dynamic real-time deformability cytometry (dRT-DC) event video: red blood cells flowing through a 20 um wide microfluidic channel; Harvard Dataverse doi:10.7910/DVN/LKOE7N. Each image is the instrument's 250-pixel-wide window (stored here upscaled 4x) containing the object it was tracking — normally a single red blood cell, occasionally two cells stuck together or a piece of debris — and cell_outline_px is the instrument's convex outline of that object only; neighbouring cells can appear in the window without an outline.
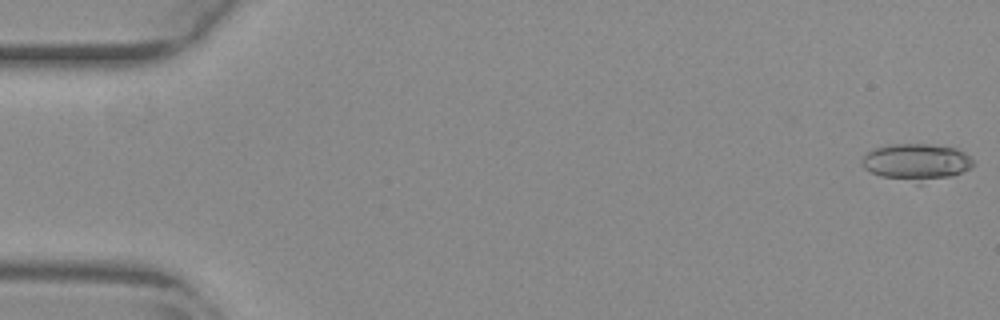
{"species": "common noctule bat (a hibernating species)", "species_latin": "Nyctalus noctula", "temperature_condition": "warm", "stored_images_in_passage": 50, "camera_frame_rate_fps": 3000, "um_per_image_px": 0.085, "animal": {"sex": "female", "body_mass_g": 29.2, "forearm_length_mm": 56.3}, "frame": {"image": 1, "passage_image": 1, "time_ms": 0.0, "image_size_px": [1000, 320], "cell_outline_px": [[972, 168], [952, 176], [920, 184], [916, 184], [880, 176], [864, 168], [860, 160], [872, 148], [892, 144], [928, 144], [956, 148], [964, 152], [972, 160]], "centroid_in_image_um": [77.88, 13.79], "position_along_channel_um": 7.1, "area_um2": 24.1}}
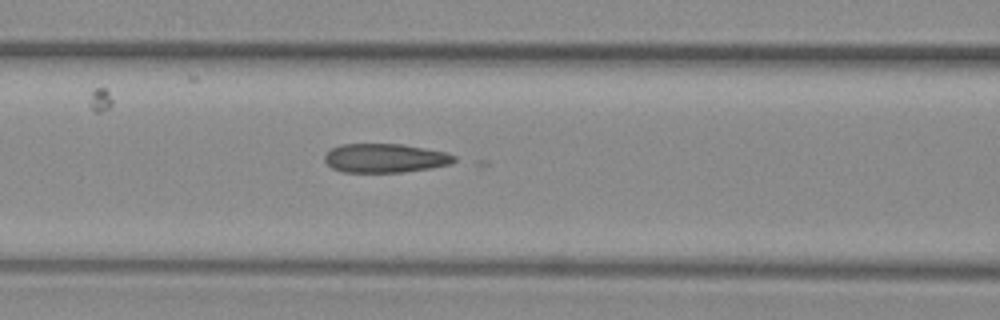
{"frame": {"image": 2, "passage_image": 23, "time_ms": 7.333, "image_size_px": [1000, 320], "cell_outline_px": [[460, 160], [452, 164], [432, 168], [404, 172], [340, 172], [332, 168], [324, 160], [324, 156], [332, 148], [340, 144], [404, 144], [444, 152], [456, 156]], "centroid_in_image_um": [32.77, 13.45], "position_along_channel_um": 133.8, "area_um2": 22.08}}
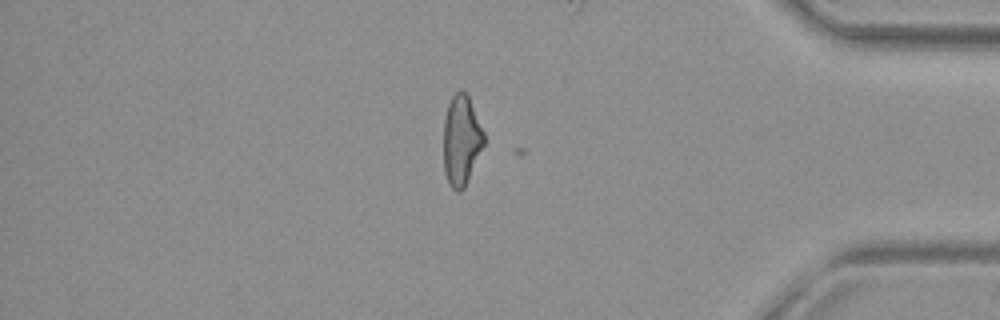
{"frame": {"image": 3, "passage_image": 46, "time_ms": 15.0, "image_size_px": [1000, 320], "cell_outline_px": [[484, 144], [464, 188], [460, 192], [456, 192], [448, 184], [444, 172], [444, 120], [448, 104], [452, 96], [460, 88], [468, 96], [484, 132]], "centroid_in_image_um": [39.2, 11.94], "position_along_channel_um": 396.0, "area_um2": 21.1}}